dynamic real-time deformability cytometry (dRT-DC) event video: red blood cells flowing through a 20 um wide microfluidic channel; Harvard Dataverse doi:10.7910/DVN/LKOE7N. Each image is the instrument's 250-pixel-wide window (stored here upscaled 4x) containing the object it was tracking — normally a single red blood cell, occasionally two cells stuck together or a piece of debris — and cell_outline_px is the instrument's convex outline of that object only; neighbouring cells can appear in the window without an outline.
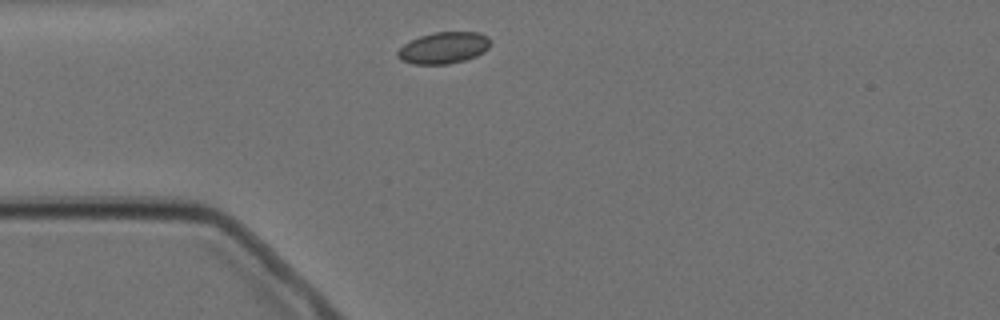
{"species": "Egyptian fruit bat (a non-hibernating species)", "species_latin": "Rousettus aegyptiacus", "temperature_condition": "cold", "stored_images_in_passage": 6, "camera_frame_rate_fps": 3000, "um_per_image_px": 0.085, "animal": {"sex": "female"}, "frame": {"image": 1, "passage_image": 1, "time_ms": 0.0, "image_size_px": [1000, 320], "cell_outline_px": [[488, 48], [484, 52], [476, 56], [464, 60], [448, 64], [412, 64], [400, 60], [396, 56], [396, 52], [404, 44], [420, 36], [432, 32], [480, 32], [488, 36]], "centroid_in_image_um": [37.68, 4.07], "position_along_channel_um": 47.3, "area_um2": 17.05}}
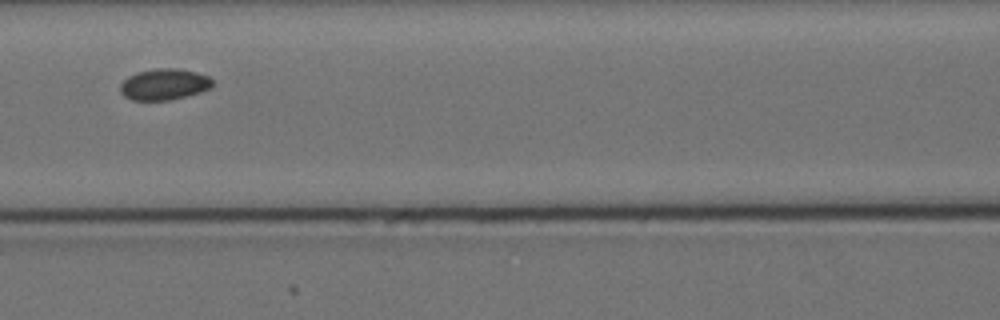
{"frame": {"image": 2, "passage_image": 4, "time_ms": 3.333, "image_size_px": [1000, 320], "cell_outline_px": [[212, 88], [200, 92], [168, 100], [132, 100], [124, 96], [120, 92], [120, 84], [128, 76], [136, 72], [156, 68], [176, 68], [196, 72], [208, 76], [212, 80]], "centroid_in_image_um": [13.93, 7.16], "position_along_channel_um": 152.7, "area_um2": 16.76}}
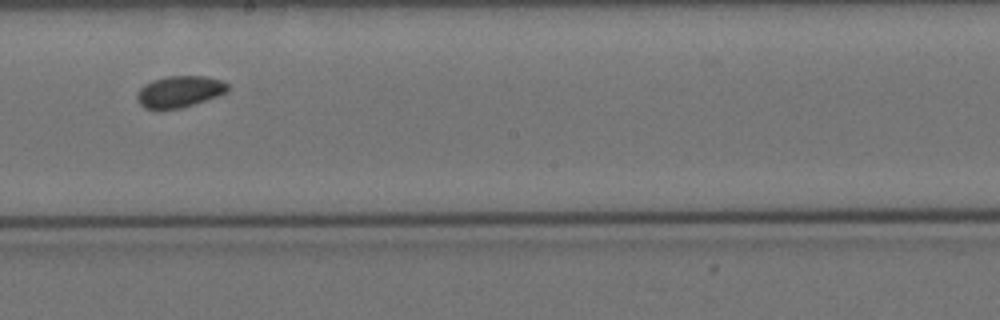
{"frame": {"image": 3, "passage_image": 6, "time_ms": 5.667, "image_size_px": [1000, 320], "cell_outline_px": [[228, 92], [180, 108], [160, 112], [144, 108], [136, 100], [136, 92], [144, 84], [152, 80], [168, 76], [208, 76], [220, 80], [228, 84]], "centroid_in_image_um": [15.18, 7.81], "position_along_channel_um": 233.0, "area_um2": 16.99}}